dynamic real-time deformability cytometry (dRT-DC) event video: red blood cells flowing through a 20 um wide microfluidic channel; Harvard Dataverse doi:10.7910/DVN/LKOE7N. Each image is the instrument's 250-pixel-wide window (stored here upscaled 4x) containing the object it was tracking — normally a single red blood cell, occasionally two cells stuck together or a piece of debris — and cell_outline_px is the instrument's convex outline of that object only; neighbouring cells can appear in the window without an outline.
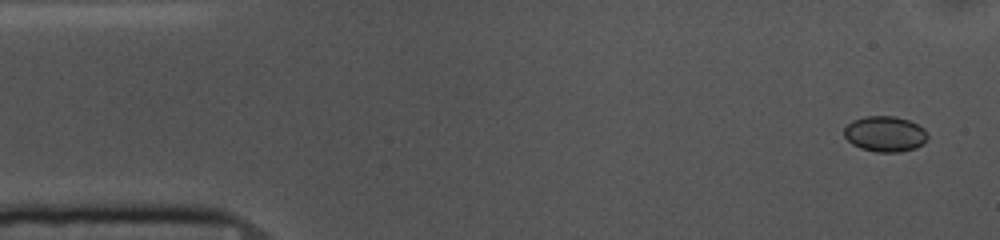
{"species": "common noctule bat (a hibernating species)", "species_latin": "Nyctalus noctula", "temperature_condition": "cold", "stored_images_in_passage": 54, "camera_frame_rate_fps": 3000, "um_per_image_px": 0.085, "animal": {"sex": "female", "body_mass_g": 10.0, "forearm_length_mm": 53.1}, "frame": {"image": 1, "passage_image": 3, "time_ms": 0.667, "image_size_px": [1000, 240], "cell_outline_px": [[928, 136], [924, 144], [916, 148], [900, 152], [876, 152], [860, 148], [852, 144], [844, 136], [844, 128], [852, 120], [864, 116], [896, 116], [908, 120], [924, 128]], "centroid_in_image_um": [75.23, 11.39], "position_along_channel_um": 9.8, "area_um2": 17.46}}
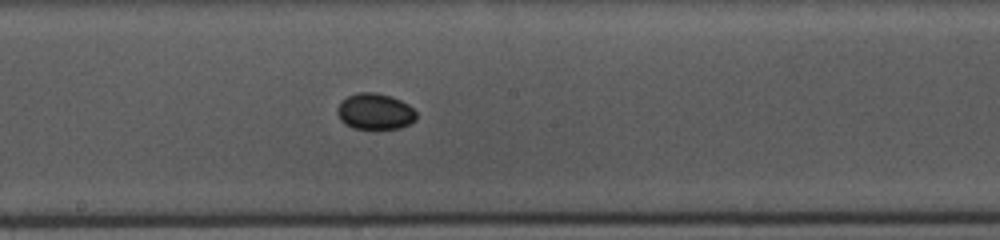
{"frame": {"image": 2, "passage_image": 28, "time_ms": 9.0, "image_size_px": [1000, 240], "cell_outline_px": [[416, 120], [400, 128], [352, 128], [344, 124], [340, 120], [336, 112], [340, 100], [356, 92], [376, 92], [392, 96], [408, 104], [416, 112]], "centroid_in_image_um": [31.84, 9.46], "position_along_channel_um": 216.4, "area_um2": 16.76}}
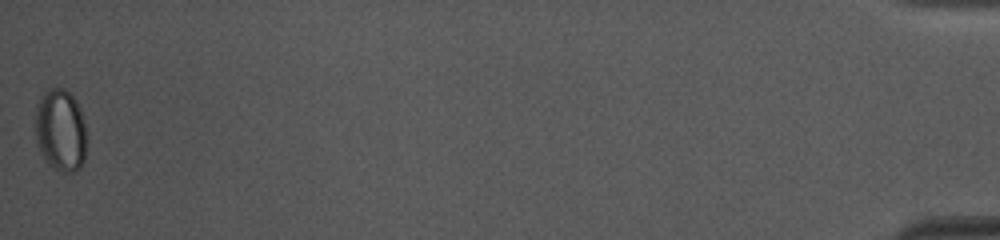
{"frame": {"image": 3, "passage_image": 54, "time_ms": 17.667, "image_size_px": [1000, 240], "cell_outline_px": [[88, 140], [84, 160], [80, 168], [72, 172], [60, 172], [52, 168], [44, 160], [36, 144], [36, 104], [40, 96], [48, 88], [64, 88], [76, 100], [80, 108]], "centroid_in_image_um": [5.15, 11.09], "position_along_channel_um": 430.0, "area_um2": 25.2}}